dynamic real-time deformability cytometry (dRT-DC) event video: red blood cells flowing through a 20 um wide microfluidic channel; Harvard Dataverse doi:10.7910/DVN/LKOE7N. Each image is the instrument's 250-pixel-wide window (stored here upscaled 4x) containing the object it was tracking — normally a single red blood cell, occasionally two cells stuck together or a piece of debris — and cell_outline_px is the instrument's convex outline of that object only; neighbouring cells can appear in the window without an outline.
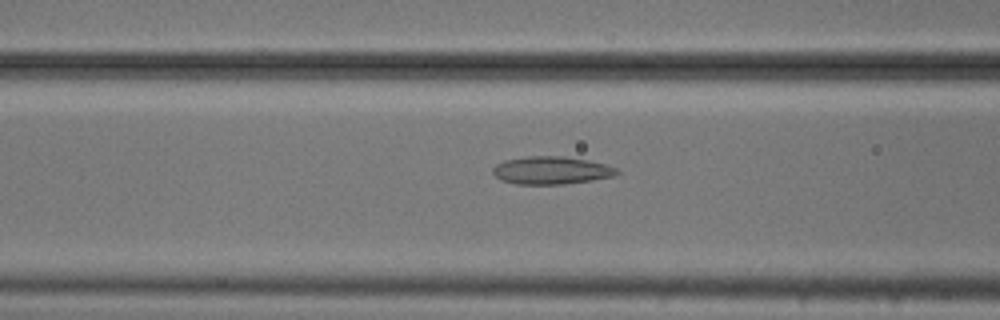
{"species": "common noctule bat (a hibernating species)", "species_latin": "Nyctalus noctula", "temperature_condition": "cold", "stored_images_in_passage": 54, "camera_frame_rate_fps": 3000, "um_per_image_px": 0.085, "animal": {"sex": "male", "body_mass_g": 20.5, "forearm_length_mm": 52.5}, "frame": {"image": 1, "passage_image": 21, "time_ms": 6.667, "image_size_px": [1000, 320], "cell_outline_px": [[620, 172], [616, 176], [592, 180], [564, 184], [516, 184], [500, 180], [492, 172], [492, 168], [496, 164], [504, 160], [528, 156], [564, 156], [588, 160], [608, 164], [616, 168]], "centroid_in_image_um": [46.88, 14.48], "position_along_channel_um": 119.7, "area_um2": 20.29}}
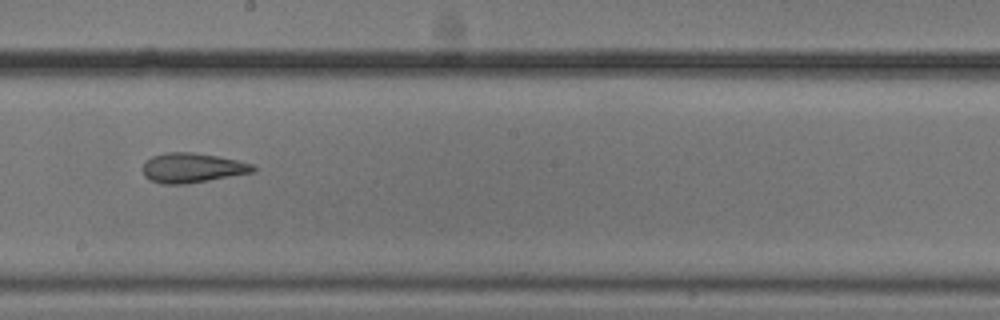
{"frame": {"image": 2, "passage_image": 30, "time_ms": 9.667, "image_size_px": [1000, 320], "cell_outline_px": [[256, 172], [188, 184], [164, 184], [152, 180], [144, 176], [140, 168], [144, 160], [152, 156], [168, 152], [192, 152], [216, 156], [236, 160], [252, 164], [256, 168]], "centroid_in_image_um": [16.31, 14.27], "position_along_channel_um": 231.9, "area_um2": 19.31}}
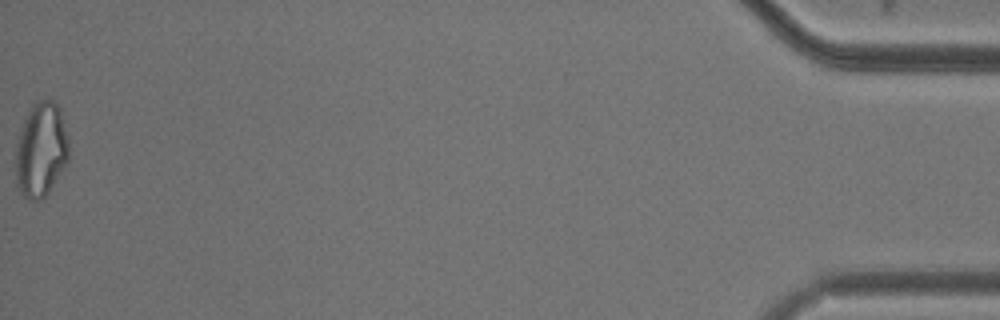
{"frame": {"image": 3, "passage_image": 54, "time_ms": 17.667, "image_size_px": [1000, 320], "cell_outline_px": [[68, 160], [48, 192], [40, 200], [28, 200], [20, 192], [16, 184], [16, 144], [20, 128], [32, 104], [40, 100], [52, 100], [60, 108], [68, 136]], "centroid_in_image_um": [3.47, 12.72], "position_along_channel_um": 431.7, "area_um2": 29.25}, "authors_computed_cell_mechanics": {"area_um2": 22.253, "velocity_mm_per_s": 3.7228, "shape_relaxation_time_tau1_ms": null, "shape_relaxation_time_tau2_ms": 2.635, "deformation_change_tau1": null, "deformation_change_tau2": 0.1052}}